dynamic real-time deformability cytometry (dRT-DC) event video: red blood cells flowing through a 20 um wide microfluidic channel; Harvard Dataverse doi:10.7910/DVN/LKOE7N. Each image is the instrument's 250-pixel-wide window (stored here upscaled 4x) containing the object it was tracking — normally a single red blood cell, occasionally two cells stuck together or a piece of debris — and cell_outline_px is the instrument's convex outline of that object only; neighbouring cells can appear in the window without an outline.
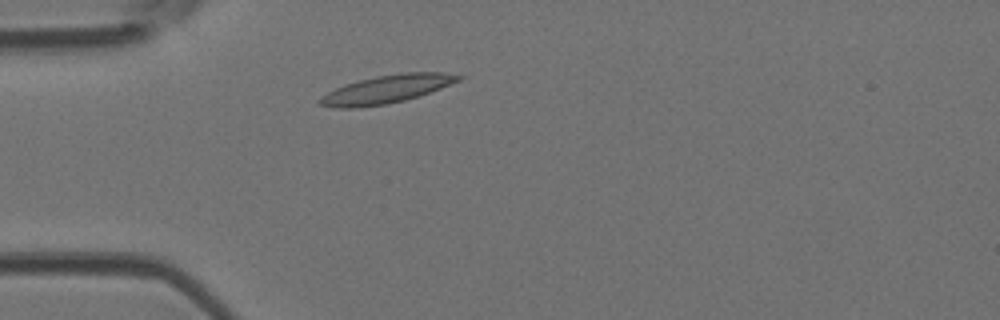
{"species": "Egyptian fruit bat (a non-hibernating species)", "species_latin": "Rousettus aegyptiacus", "temperature_condition": "room temperature", "stored_images_in_passage": 1, "camera_frame_rate_fps": 3000, "um_per_image_px": 0.085, "animal": {"sex": "female"}, "frame": {"image": 1, "passage_image": 1, "time_ms": 0.0, "image_size_px": [1000, 320], "cell_outline_px": [[464, 76], [460, 80], [420, 96], [388, 104], [356, 108], [332, 108], [320, 104], [320, 100], [328, 92], [344, 84], [376, 76], [404, 72], [440, 72]], "centroid_in_image_um": [32.87, 7.58], "position_along_channel_um": 52.1, "area_um2": 22.48}}